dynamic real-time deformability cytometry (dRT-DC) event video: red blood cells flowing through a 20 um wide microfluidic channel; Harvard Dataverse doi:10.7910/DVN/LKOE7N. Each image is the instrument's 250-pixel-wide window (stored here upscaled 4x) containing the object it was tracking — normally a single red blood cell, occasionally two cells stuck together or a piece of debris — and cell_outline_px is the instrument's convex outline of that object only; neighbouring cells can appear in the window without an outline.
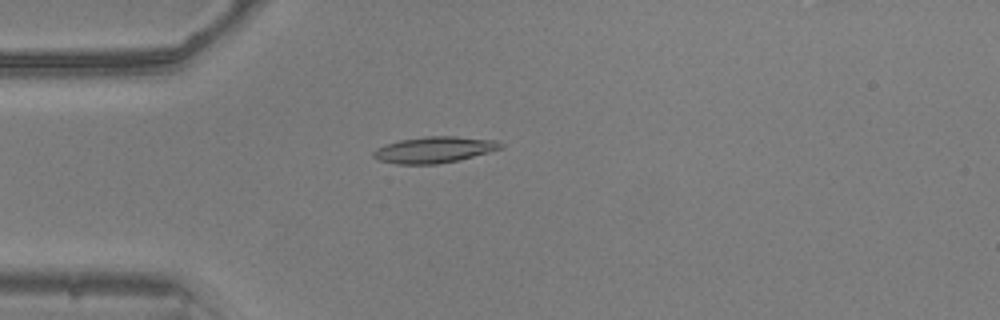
{"species": "common noctule bat (a hibernating species)", "species_latin": "Nyctalus noctula", "temperature_condition": "warm", "stored_images_in_passage": 52, "camera_frame_rate_fps": 3000, "um_per_image_px": 0.085, "animal": {"sex": "male", "body_mass_g": 20.5, "forearm_length_mm": 52.5}, "frame": {"image": 1, "passage_image": 14, "time_ms": 4.333, "image_size_px": [1000, 320], "cell_outline_px": [[504, 148], [460, 160], [436, 164], [396, 164], [380, 160], [372, 156], [372, 152], [376, 148], [400, 140], [424, 136], [456, 136], [496, 140], [504, 144]], "centroid_in_image_um": [36.95, 12.72], "position_along_channel_um": 48.0, "area_um2": 19.54}}
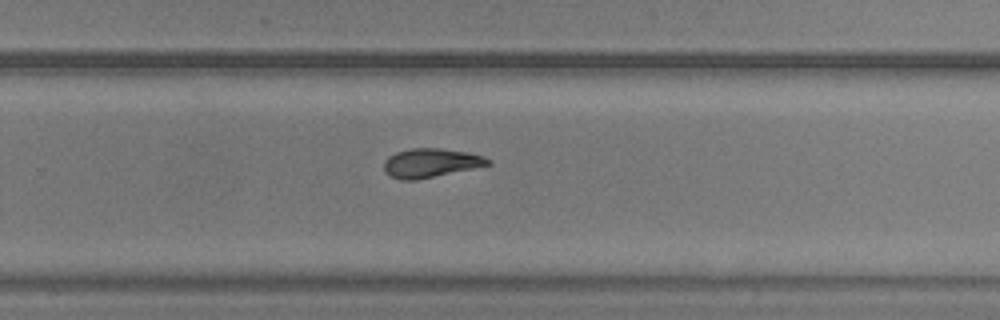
{"frame": {"image": 2, "passage_image": 34, "time_ms": 11.0, "image_size_px": [1000, 320], "cell_outline_px": [[492, 164], [416, 180], [400, 180], [388, 176], [384, 172], [384, 160], [388, 156], [396, 152], [412, 148], [440, 148], [468, 152], [484, 156], [492, 160]], "centroid_in_image_um": [36.59, 13.85], "position_along_channel_um": 293.2, "area_um2": 17.69}}
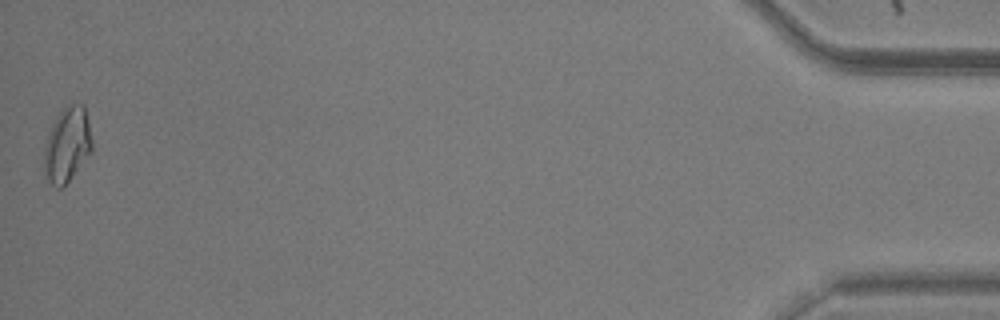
{"frame": {"image": 3, "passage_image": 52, "time_ms": 17.0, "image_size_px": [1000, 320], "cell_outline_px": [[92, 152], [68, 180], [60, 188], [56, 188], [48, 180], [44, 172], [44, 148], [52, 124], [56, 116], [64, 108], [72, 104], [84, 104], [88, 120], [92, 140]], "centroid_in_image_um": [5.72, 12.29], "position_along_channel_um": 429.5, "area_um2": 20.63}}